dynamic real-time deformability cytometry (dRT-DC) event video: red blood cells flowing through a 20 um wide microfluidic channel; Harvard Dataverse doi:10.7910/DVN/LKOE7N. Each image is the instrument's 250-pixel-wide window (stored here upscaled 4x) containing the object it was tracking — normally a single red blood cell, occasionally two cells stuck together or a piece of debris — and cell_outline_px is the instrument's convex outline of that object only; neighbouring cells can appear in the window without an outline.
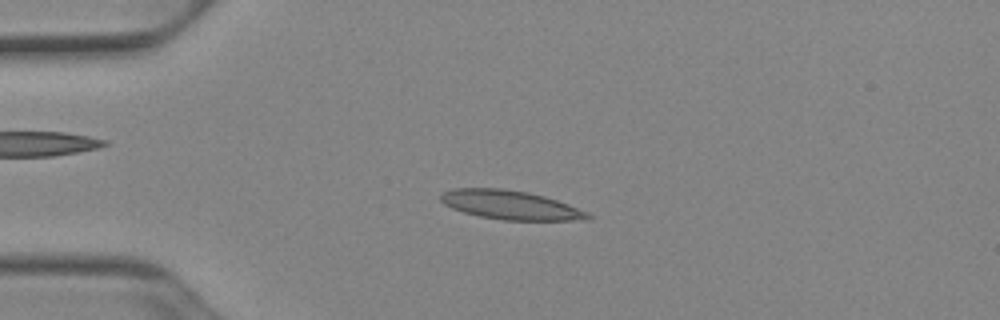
{"species": "Egyptian fruit bat (a non-hibernating species)", "species_latin": "Rousettus aegyptiacus", "temperature_condition": "cold", "stored_images_in_passage": 51, "camera_frame_rate_fps": 3000, "um_per_image_px": 0.085, "animal": {"sex": "female"}, "frame": {"image": 1, "passage_image": 12, "time_ms": 3.667, "image_size_px": [1000, 320], "cell_outline_px": [[592, 216], [588, 220], [504, 220], [480, 216], [464, 212], [452, 208], [444, 204], [440, 200], [440, 192], [452, 188], [504, 188], [528, 192], [544, 196], [568, 204], [588, 212]], "centroid_in_image_um": [43.36, 17.41], "position_along_channel_um": 41.6, "area_um2": 24.91}}
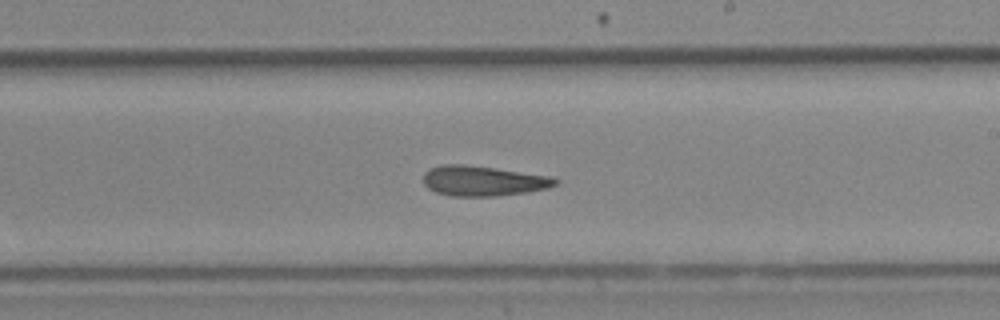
{"frame": {"image": 2, "passage_image": 30, "time_ms": 9.667, "image_size_px": [1000, 320], "cell_outline_px": [[560, 180], [556, 184], [548, 188], [528, 192], [496, 196], [452, 196], [436, 192], [428, 188], [424, 184], [424, 172], [428, 168], [440, 164], [464, 164], [496, 168], [556, 176]], "centroid_in_image_um": [41.1, 15.36], "position_along_channel_um": 247.9, "area_um2": 23.58}}
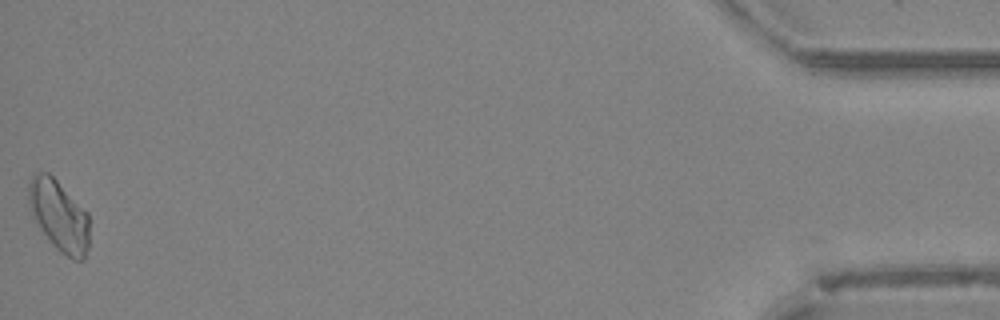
{"frame": {"image": 3, "passage_image": 51, "time_ms": 16.667, "image_size_px": [1000, 320], "cell_outline_px": [[88, 248], [84, 260], [72, 260], [60, 252], [52, 244], [36, 220], [28, 204], [28, 184], [32, 172], [48, 172], [88, 212]], "centroid_in_image_um": [5.02, 18.32], "position_along_channel_um": 430.2, "area_um2": 24.97}, "authors_computed_cell_mechanics": {"area_um2": 23.5824, "velocity_mm_per_s": 3.9106, "shape_relaxation_time_tau1_ms": null, "shape_relaxation_time_tau2_ms": 6.6818, "deformation_change_tau1": null, "deformation_change_tau2": 0.1606}}